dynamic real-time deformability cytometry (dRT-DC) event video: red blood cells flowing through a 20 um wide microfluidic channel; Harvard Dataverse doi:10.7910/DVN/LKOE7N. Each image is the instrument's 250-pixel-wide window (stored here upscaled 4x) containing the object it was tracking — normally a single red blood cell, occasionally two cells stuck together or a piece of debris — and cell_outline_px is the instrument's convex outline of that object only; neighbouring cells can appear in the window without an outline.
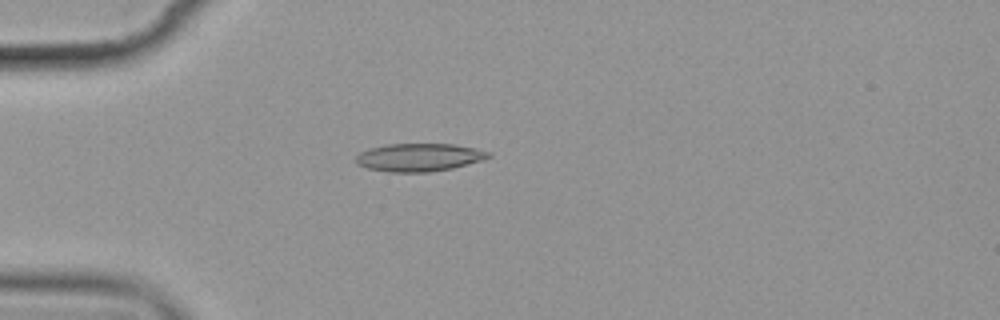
{"species": "common noctule bat (a hibernating species)", "species_latin": "Nyctalus noctula", "temperature_condition": "cold", "stored_images_in_passage": 9, "camera_frame_rate_fps": 3000, "um_per_image_px": 0.085, "animal": {"sex": "female", "body_mass_g": 19.9}, "frame": {"image": 1, "passage_image": 3, "time_ms": 2.333, "image_size_px": [1000, 320], "cell_outline_px": [[492, 156], [480, 160], [452, 168], [428, 172], [388, 172], [368, 168], [356, 164], [356, 156], [360, 152], [368, 148], [388, 144], [452, 144], [476, 148], [492, 152]], "centroid_in_image_um": [35.6, 13.37], "position_along_channel_um": 49.4, "area_um2": 21.56}}
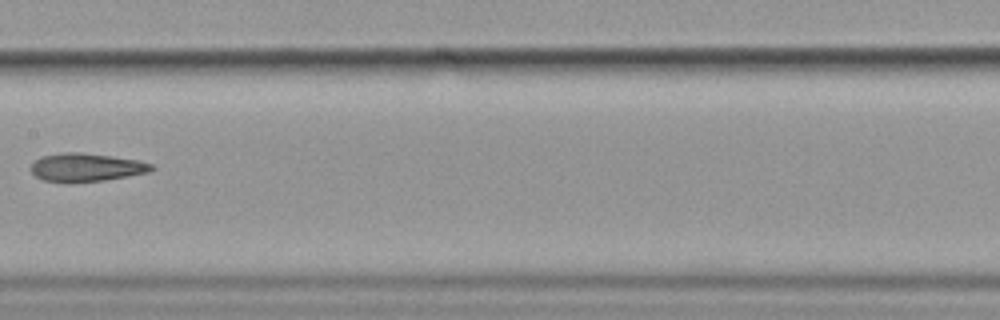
{"frame": {"image": 2, "passage_image": 7, "time_ms": 7.0, "image_size_px": [1000, 320], "cell_outline_px": [[156, 168], [148, 172], [128, 176], [104, 180], [72, 184], [44, 180], [36, 176], [32, 172], [32, 164], [36, 160], [44, 156], [64, 152], [80, 152], [112, 156], [140, 160], [152, 164]], "centroid_in_image_um": [7.36, 14.24], "position_along_channel_um": 200.0, "area_um2": 20.0}}
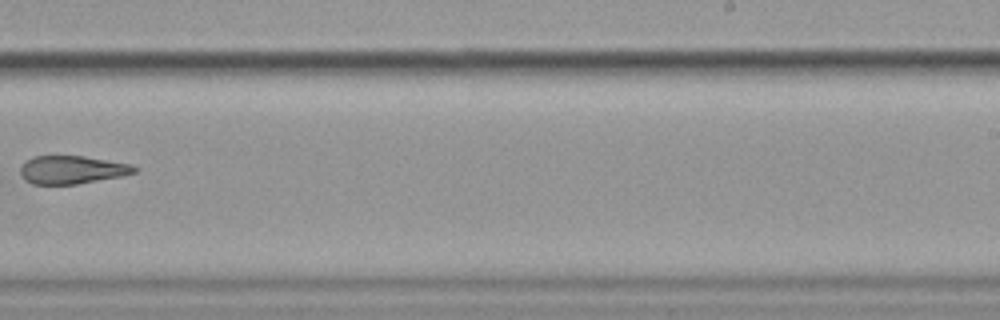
{"frame": {"image": 3, "passage_image": 9, "time_ms": 9.333, "image_size_px": [1000, 320], "cell_outline_px": [[140, 168], [136, 172], [120, 176], [76, 184], [32, 184], [24, 180], [20, 176], [20, 168], [32, 156], [84, 156], [132, 164]], "centroid_in_image_um": [6.12, 14.43], "position_along_channel_um": 282.9, "area_um2": 18.67}}